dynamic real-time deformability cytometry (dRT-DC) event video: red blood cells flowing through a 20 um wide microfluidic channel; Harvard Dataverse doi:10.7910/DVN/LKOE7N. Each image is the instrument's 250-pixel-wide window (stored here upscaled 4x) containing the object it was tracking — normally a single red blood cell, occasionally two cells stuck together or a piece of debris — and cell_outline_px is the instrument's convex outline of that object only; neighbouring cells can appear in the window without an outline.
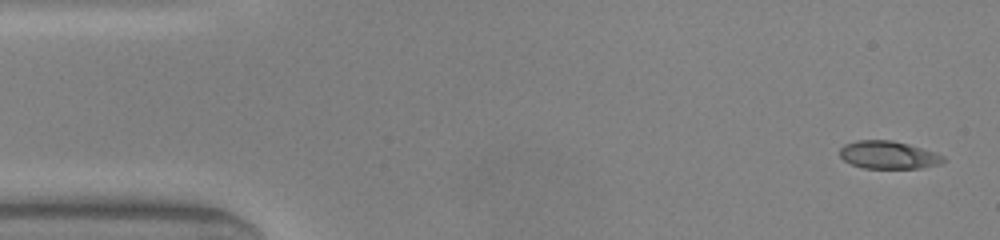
{"species": "common noctule bat (a hibernating species)", "species_latin": "Nyctalus noctula", "temperature_condition": "warm", "stored_images_in_passage": 11, "camera_frame_rate_fps": 3000, "um_per_image_px": 0.085, "animal": {"sex": "male", "body_mass_g": 20.0, "forearm_length_mm": 53.3}, "frame": {"image": 1, "passage_image": 1, "time_ms": 0.0, "image_size_px": [1000, 240], "cell_outline_px": [[948, 160], [940, 164], [920, 168], [864, 168], [852, 164], [844, 160], [840, 156], [840, 148], [844, 144], [856, 140], [892, 140], [908, 144], [936, 152], [944, 156]], "centroid_in_image_um": [75.54, 13.16], "position_along_channel_um": 9.5, "area_um2": 16.88}}